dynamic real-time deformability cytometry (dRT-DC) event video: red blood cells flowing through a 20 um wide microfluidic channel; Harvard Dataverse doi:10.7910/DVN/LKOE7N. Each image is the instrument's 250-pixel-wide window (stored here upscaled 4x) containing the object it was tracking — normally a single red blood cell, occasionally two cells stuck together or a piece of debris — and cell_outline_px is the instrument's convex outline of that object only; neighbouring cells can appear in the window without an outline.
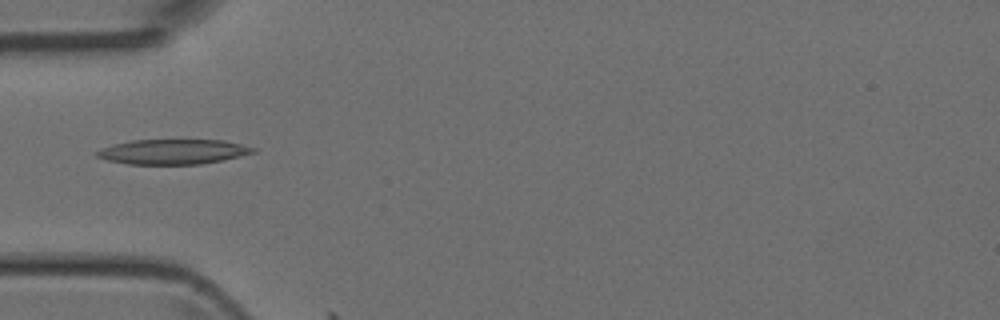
{"species": "Egyptian fruit bat (a non-hibernating species)", "species_latin": "Rousettus aegyptiacus", "temperature_condition": "room temperature", "stored_images_in_passage": 16, "camera_frame_rate_fps": 3000, "um_per_image_px": 0.085, "animal": {"sex": "female"}, "frame": {"image": 1, "passage_image": 15, "time_ms": 4.667, "image_size_px": [1000, 320], "cell_outline_px": [[256, 152], [224, 160], [200, 164], [128, 164], [108, 160], [96, 156], [96, 152], [100, 148], [112, 144], [132, 140], [224, 140], [256, 148]], "centroid_in_image_um": [14.7, 12.89], "position_along_channel_um": 70.3, "area_um2": 22.72}}